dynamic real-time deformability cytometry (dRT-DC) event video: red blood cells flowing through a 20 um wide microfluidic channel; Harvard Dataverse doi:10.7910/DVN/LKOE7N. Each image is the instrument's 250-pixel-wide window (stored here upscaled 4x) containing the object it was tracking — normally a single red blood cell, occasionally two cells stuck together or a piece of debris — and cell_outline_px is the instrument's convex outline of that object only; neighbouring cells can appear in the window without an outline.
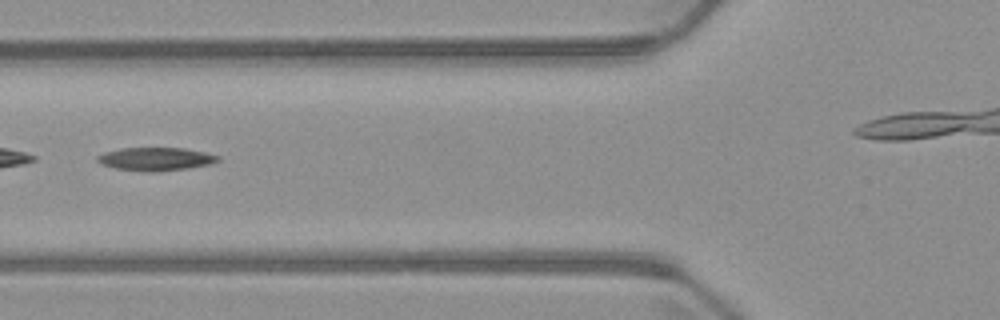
{"species": "common noctule bat (a hibernating species)", "species_latin": "Nyctalus noctula", "temperature_condition": "warm", "stored_images_in_passage": 3, "segment_of_instrument_passage": [1, 2], "camera_frame_rate_fps": 3000, "um_per_image_px": 0.085, "animal": {"sex": "male", "body_mass_g": 23.1, "forearm_length_mm": 52.7}, "frame": {"image": 1, "passage_image": 2, "time_ms": 1.333, "image_size_px": [1000, 320], "cell_outline_px": [[220, 160], [212, 164], [188, 168], [160, 172], [144, 172], [116, 168], [104, 164], [96, 160], [96, 156], [104, 152], [120, 148], [184, 148], [204, 152], [220, 156]], "centroid_in_image_um": [13.26, 13.52], "position_along_channel_um": 112.5, "area_um2": 16.42}}